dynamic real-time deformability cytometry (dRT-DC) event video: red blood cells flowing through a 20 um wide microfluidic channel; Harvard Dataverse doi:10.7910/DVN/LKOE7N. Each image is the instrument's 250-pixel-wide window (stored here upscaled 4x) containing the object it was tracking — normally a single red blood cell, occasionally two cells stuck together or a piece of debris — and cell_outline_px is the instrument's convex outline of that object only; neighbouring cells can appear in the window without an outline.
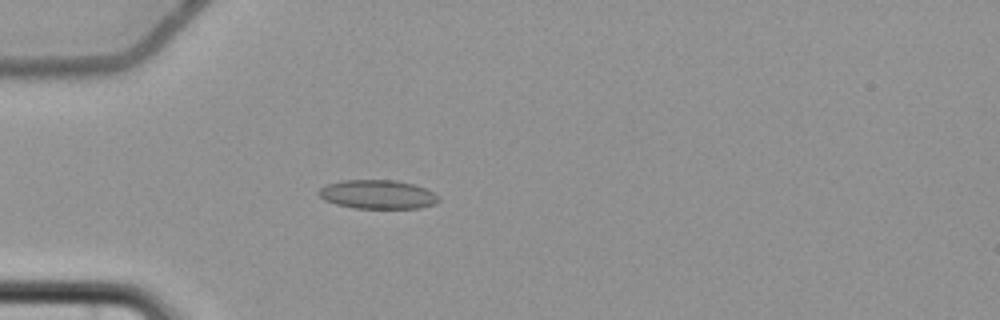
{"species": "common noctule bat (a hibernating species)", "species_latin": "Nyctalus noctula", "temperature_condition": "cold", "stored_images_in_passage": 3, "camera_frame_rate_fps": 3000, "um_per_image_px": 0.085, "animal": {"sex": "female", "body_mass_g": 22.7, "forearm_length_mm": 54.2}, "frame": {"image": 1, "passage_image": 3, "time_ms": 2.333, "image_size_px": [1000, 320], "cell_outline_px": [[440, 200], [436, 204], [420, 208], [352, 208], [336, 204], [324, 200], [316, 192], [320, 188], [328, 184], [344, 180], [396, 180], [412, 184], [424, 188], [440, 196]], "centroid_in_image_um": [32.11, 16.53], "position_along_channel_um": 52.9, "area_um2": 20.23}}